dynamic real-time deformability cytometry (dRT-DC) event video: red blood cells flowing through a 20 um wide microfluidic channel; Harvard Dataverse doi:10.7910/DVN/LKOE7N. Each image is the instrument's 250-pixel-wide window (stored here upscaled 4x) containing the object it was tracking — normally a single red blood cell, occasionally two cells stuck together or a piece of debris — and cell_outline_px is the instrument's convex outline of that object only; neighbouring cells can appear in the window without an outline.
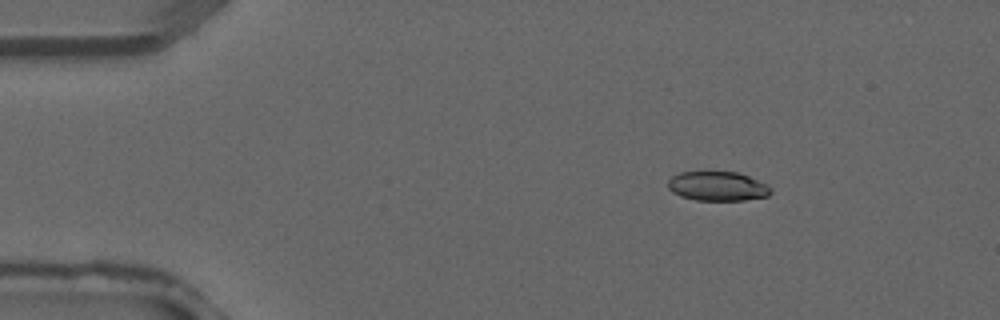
{"species": "common noctule bat (a hibernating species)", "species_latin": "Nyctalus noctula", "temperature_condition": "warm", "stored_images_in_passage": 3, "camera_frame_rate_fps": 3000, "um_per_image_px": 0.085, "animal": {"sex": "male", "forearm_length_mm": 52.5}, "frame": {"image": 1, "passage_image": 1, "time_ms": 0.0, "image_size_px": [1000, 320], "cell_outline_px": [[772, 192], [768, 196], [744, 200], [696, 200], [680, 196], [672, 192], [668, 188], [668, 180], [672, 176], [680, 172], [736, 172], [748, 176], [772, 188]], "centroid_in_image_um": [60.96, 15.83], "position_along_channel_um": 24.0, "area_um2": 17.46}}
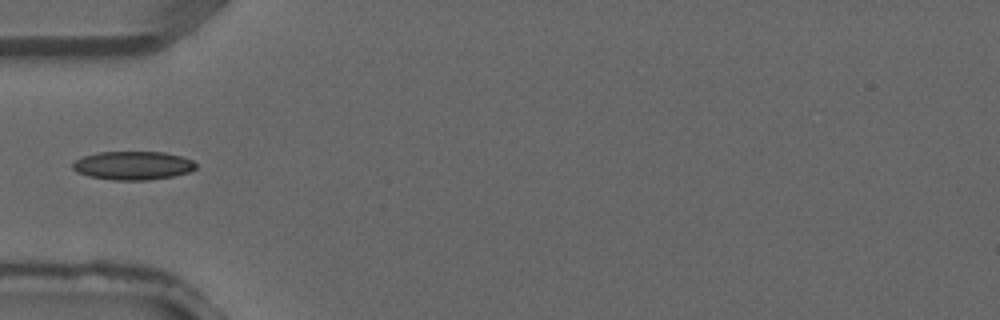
{"frame": {"image": 2, "passage_image": 3, "time_ms": 0.667, "image_size_px": [1000, 320], "cell_outline_px": [[196, 168], [188, 172], [172, 176], [148, 180], [112, 180], [88, 176], [76, 172], [72, 168], [72, 164], [76, 160], [84, 156], [100, 152], [164, 152], [180, 156], [192, 160], [196, 164]], "centroid_in_image_um": [11.28, 14.07], "position_along_channel_um": 73.7, "area_um2": 20.4}}